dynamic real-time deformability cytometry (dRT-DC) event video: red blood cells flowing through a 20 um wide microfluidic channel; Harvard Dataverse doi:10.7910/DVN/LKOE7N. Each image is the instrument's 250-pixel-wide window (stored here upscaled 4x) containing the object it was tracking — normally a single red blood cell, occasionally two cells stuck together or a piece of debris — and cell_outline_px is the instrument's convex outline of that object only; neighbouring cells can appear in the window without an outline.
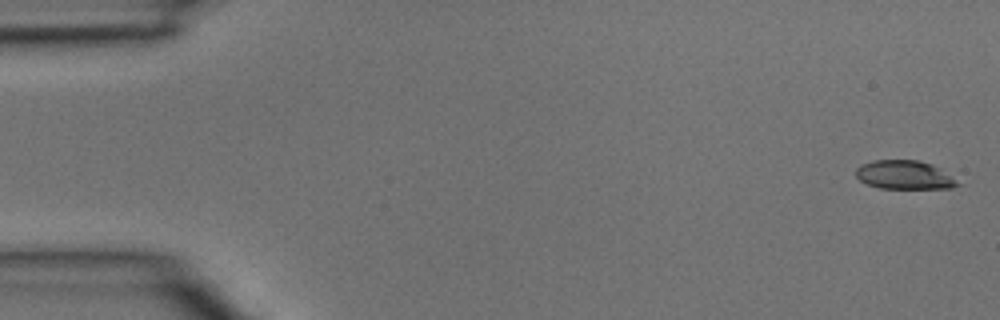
{"species": "common noctule bat (a hibernating species)", "species_latin": "Nyctalus noctula", "temperature_condition": "room temperature", "stored_images_in_passage": 4, "camera_frame_rate_fps": 3000, "um_per_image_px": 0.085, "animal": {"sex": "male", "body_mass_g": 15.6}, "frame": {"image": 1, "passage_image": 1, "time_ms": 0.0, "image_size_px": [1000, 320], "cell_outline_px": [[964, 184], [952, 188], [880, 188], [868, 184], [860, 180], [856, 176], [856, 168], [860, 164], [872, 160], [916, 160], [932, 164], [940, 168]], "centroid_in_image_um": [76.91, 14.86], "position_along_channel_um": 8.1, "area_um2": 17.17}}